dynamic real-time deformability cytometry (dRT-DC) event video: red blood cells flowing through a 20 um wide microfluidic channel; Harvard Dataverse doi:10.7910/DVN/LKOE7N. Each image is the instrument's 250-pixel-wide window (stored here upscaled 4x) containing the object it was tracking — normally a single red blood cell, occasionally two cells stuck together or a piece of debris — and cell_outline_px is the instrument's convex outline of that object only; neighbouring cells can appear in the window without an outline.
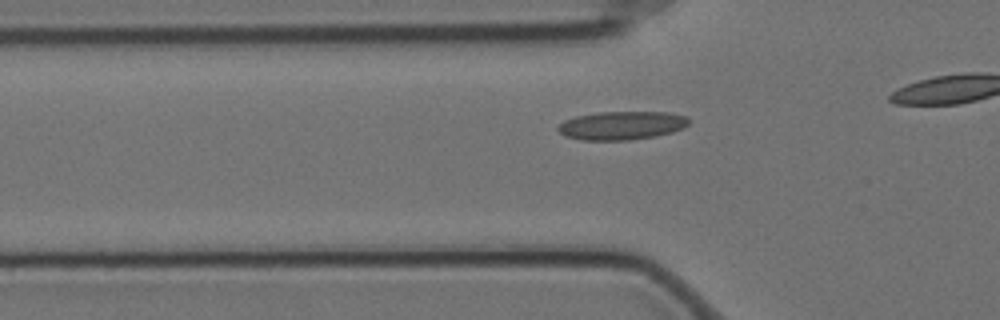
{"species": "Egyptian fruit bat (a non-hibernating species)", "species_latin": "Rousettus aegyptiacus", "temperature_condition": "cold", "stored_images_in_passage": 30, "camera_frame_rate_fps": 3000, "um_per_image_px": 0.085, "animal": {"sex": "female"}, "frame": {"image": 1, "passage_image": 3, "time_ms": 0.667, "image_size_px": [1000, 320], "cell_outline_px": [[692, 120], [684, 128], [672, 132], [656, 136], [628, 140], [584, 140], [564, 136], [556, 128], [564, 120], [576, 116], [600, 112], [668, 112], [688, 116]], "centroid_in_image_um": [52.88, 10.66], "position_along_channel_um": 72.9, "area_um2": 21.85}}
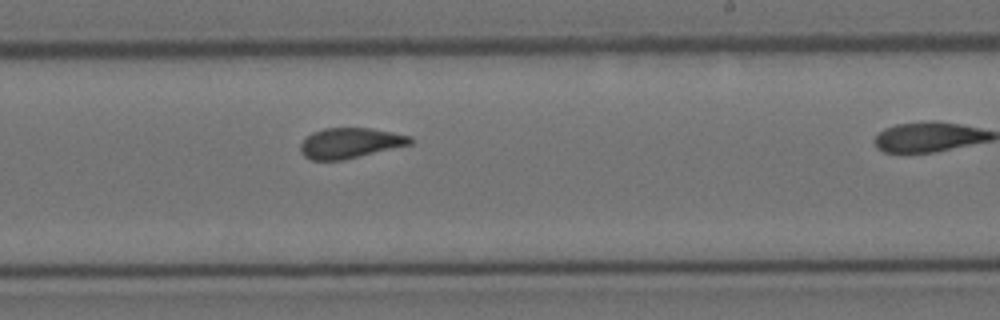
{"frame": {"image": 2, "passage_image": 19, "time_ms": 6.0, "image_size_px": [1000, 320], "cell_outline_px": [[412, 144], [344, 160], [312, 160], [304, 156], [300, 152], [300, 144], [312, 132], [324, 128], [368, 128], [392, 132], [412, 136]], "centroid_in_image_um": [29.76, 12.16], "position_along_channel_um": 259.2, "area_um2": 19.42}}
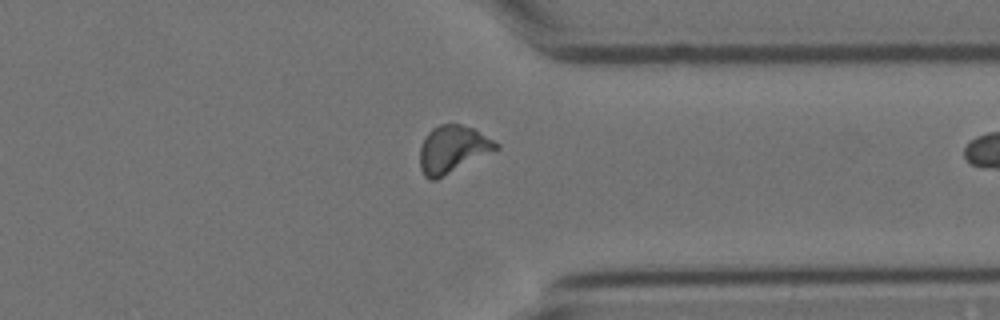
{"frame": {"image": 3, "passage_image": 29, "time_ms": 9.333, "image_size_px": [1000, 320], "cell_outline_px": [[500, 148], [436, 180], [428, 180], [424, 176], [420, 168], [420, 148], [424, 136], [432, 128], [440, 124], [460, 124], [472, 128], [500, 144]], "centroid_in_image_um": [38.45, 12.69], "position_along_channel_um": 373.0, "area_um2": 20.98}}